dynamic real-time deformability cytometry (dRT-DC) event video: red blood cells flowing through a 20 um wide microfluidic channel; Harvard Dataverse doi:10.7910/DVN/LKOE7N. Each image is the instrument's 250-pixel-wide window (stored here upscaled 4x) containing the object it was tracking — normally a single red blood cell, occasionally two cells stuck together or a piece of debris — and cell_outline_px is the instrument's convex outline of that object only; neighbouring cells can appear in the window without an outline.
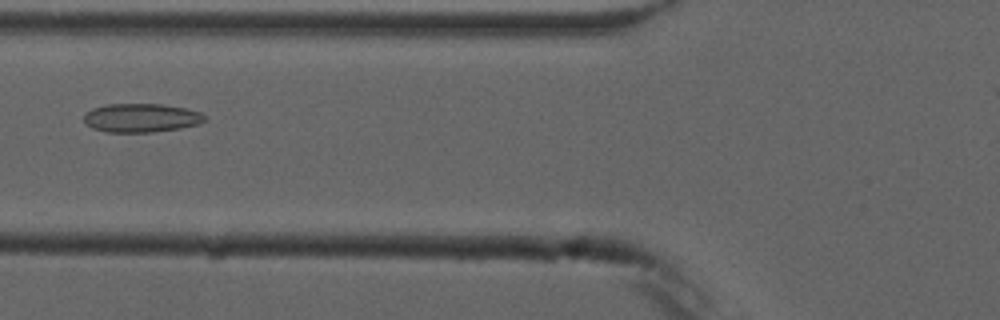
{"species": "common noctule bat (a hibernating species)", "species_latin": "Nyctalus noctula", "temperature_condition": "cold", "stored_images_in_passage": 10, "camera_frame_rate_fps": 3000, "um_per_image_px": 0.085, "animal": {"sex": "male", "forearm_length_mm": 52.5}, "frame": {"image": 1, "passage_image": 6, "time_ms": 6.667, "image_size_px": [1000, 320], "cell_outline_px": [[204, 120], [196, 124], [180, 128], [152, 132], [108, 132], [92, 128], [84, 120], [84, 116], [92, 108], [108, 104], [164, 104], [184, 108], [200, 112], [204, 116]], "centroid_in_image_um": [11.98, 10.01], "position_along_channel_um": 113.8, "area_um2": 19.94}}
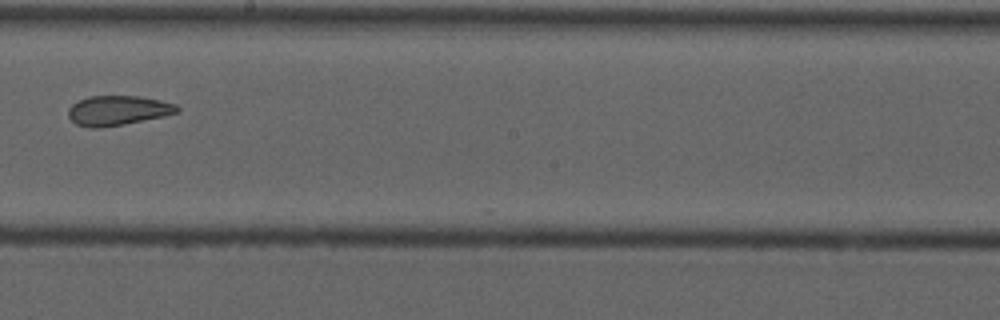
{"frame": {"image": 2, "passage_image": 9, "time_ms": 10.0, "image_size_px": [1000, 320], "cell_outline_px": [[180, 112], [164, 116], [124, 124], [100, 128], [88, 128], [76, 124], [68, 116], [68, 108], [72, 104], [88, 96], [136, 96], [160, 100], [176, 104], [180, 108]], "centroid_in_image_um": [10.01, 9.39], "position_along_channel_um": 238.2, "area_um2": 18.9}}
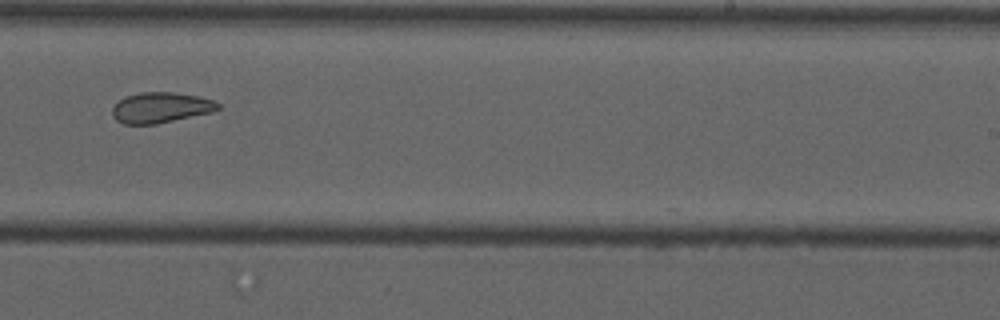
{"frame": {"image": 3, "passage_image": 10, "time_ms": 11.0, "image_size_px": [1000, 320], "cell_outline_px": [[220, 108], [212, 112], [156, 124], [124, 124], [116, 120], [112, 116], [112, 108], [124, 96], [140, 92], [172, 92], [196, 96], [216, 100], [220, 104]], "centroid_in_image_um": [13.66, 9.14], "position_along_channel_um": 275.3, "area_um2": 18.84}}